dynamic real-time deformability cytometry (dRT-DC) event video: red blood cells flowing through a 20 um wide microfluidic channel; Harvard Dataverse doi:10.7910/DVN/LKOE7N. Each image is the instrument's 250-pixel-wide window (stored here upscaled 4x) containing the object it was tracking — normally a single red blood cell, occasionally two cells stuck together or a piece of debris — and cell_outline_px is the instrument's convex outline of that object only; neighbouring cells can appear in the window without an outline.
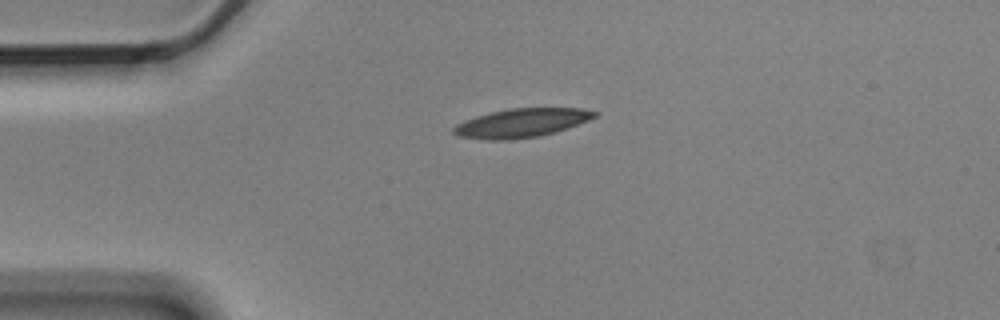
{"species": "Egyptian fruit bat (a non-hibernating species)", "species_latin": "Rousettus aegyptiacus", "temperature_condition": "cold", "stored_images_in_passage": 2, "camera_frame_rate_fps": 3000, "um_per_image_px": 0.085, "animal": {"sex": "male"}, "frame": {"image": 1, "passage_image": 1, "time_ms": 0.0, "image_size_px": [1000, 320], "cell_outline_px": [[600, 112], [596, 116], [588, 120], [568, 128], [556, 132], [540, 136], [512, 140], [488, 140], [460, 136], [452, 132], [452, 128], [456, 124], [464, 120], [476, 116], [508, 108], [580, 108]], "centroid_in_image_um": [44.33, 10.45], "position_along_channel_um": 40.7, "area_um2": 23.76}}